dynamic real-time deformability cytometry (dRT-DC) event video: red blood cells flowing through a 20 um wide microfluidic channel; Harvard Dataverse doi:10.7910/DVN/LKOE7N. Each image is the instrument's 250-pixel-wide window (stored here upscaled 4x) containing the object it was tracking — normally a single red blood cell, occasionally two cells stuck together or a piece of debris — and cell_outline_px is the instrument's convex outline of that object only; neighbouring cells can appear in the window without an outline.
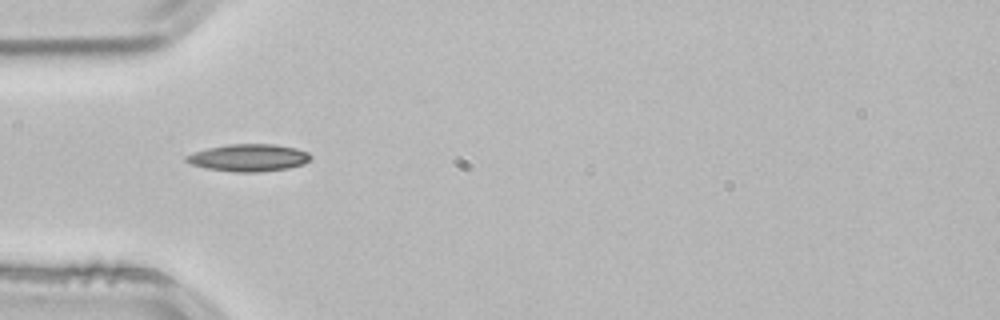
{"species": "common noctule bat (a hibernating species)", "species_latin": "Nyctalus noctula", "temperature_condition": "room temperature", "stored_images_in_passage": 1, "camera_frame_rate_fps": 3000, "um_per_image_px": 0.085, "animal": {"sex": "male", "body_mass_g": 21.5, "forearm_length_mm": 52.0}, "frame": {"image": 1, "passage_image": 1, "time_ms": 0.0, "image_size_px": [1000, 320], "cell_outline_px": [[312, 160], [304, 164], [288, 168], [256, 172], [232, 172], [204, 168], [192, 164], [184, 160], [184, 156], [208, 148], [228, 144], [276, 144], [296, 148], [308, 152], [312, 156]], "centroid_in_image_um": [21.16, 13.41], "position_along_channel_um": 63.8, "area_um2": 19.88}}